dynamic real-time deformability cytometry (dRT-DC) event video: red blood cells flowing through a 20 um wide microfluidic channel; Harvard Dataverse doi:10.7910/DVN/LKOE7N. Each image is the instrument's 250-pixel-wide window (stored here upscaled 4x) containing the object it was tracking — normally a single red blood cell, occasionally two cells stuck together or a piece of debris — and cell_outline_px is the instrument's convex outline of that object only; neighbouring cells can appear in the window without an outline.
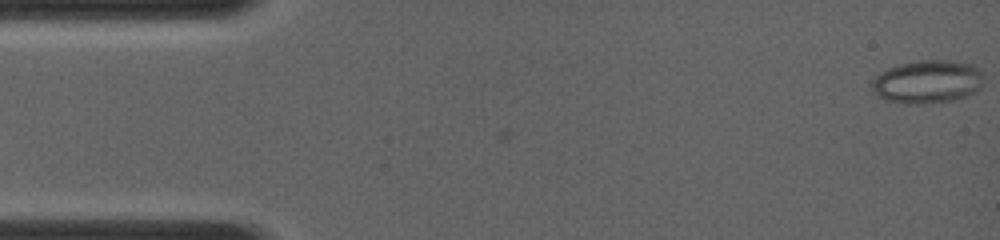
{"species": "common noctule bat (a hibernating species)", "species_latin": "Nyctalus noctula", "temperature_condition": "room temperature", "stored_images_in_passage": 10, "camera_frame_rate_fps": 4000, "um_per_image_px": 0.085, "animal": {"sex": "female", "body_mass_g": 19.0, "forearm_length_mm": 56.7}, "frame": {"image": 1, "passage_image": 1, "time_ms": 0.0, "image_size_px": [1000, 240], "cell_outline_px": [[984, 76], [980, 84], [972, 92], [964, 96], [952, 100], [924, 104], [904, 104], [888, 100], [876, 96], [872, 88], [872, 80], [880, 72], [888, 68], [900, 64], [920, 60], [952, 60], [972, 64]], "centroid_in_image_um": [78.78, 6.94], "position_along_channel_um": 6.2, "area_um2": 27.92}}
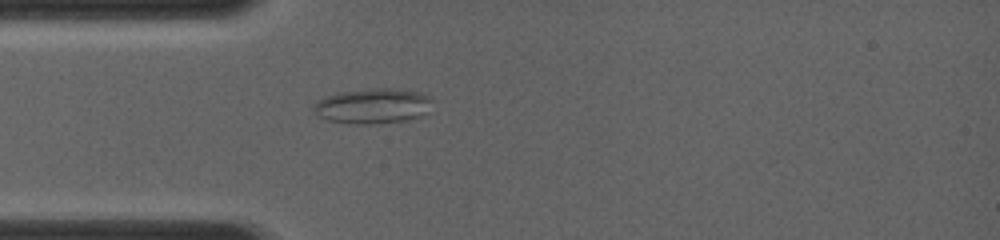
{"frame": {"image": 2, "passage_image": 10, "time_ms": 3.75, "image_size_px": [1000, 240], "cell_outline_px": [[432, 100], [424, 112], [420, 116], [408, 120], [372, 124], [352, 124], [328, 120], [320, 116], [312, 108], [312, 104], [324, 96], [336, 92], [376, 88], [388, 88], [420, 92], [428, 96]], "centroid_in_image_um": [31.62, 9.0], "position_along_channel_um": 53.4, "area_um2": 24.22}}